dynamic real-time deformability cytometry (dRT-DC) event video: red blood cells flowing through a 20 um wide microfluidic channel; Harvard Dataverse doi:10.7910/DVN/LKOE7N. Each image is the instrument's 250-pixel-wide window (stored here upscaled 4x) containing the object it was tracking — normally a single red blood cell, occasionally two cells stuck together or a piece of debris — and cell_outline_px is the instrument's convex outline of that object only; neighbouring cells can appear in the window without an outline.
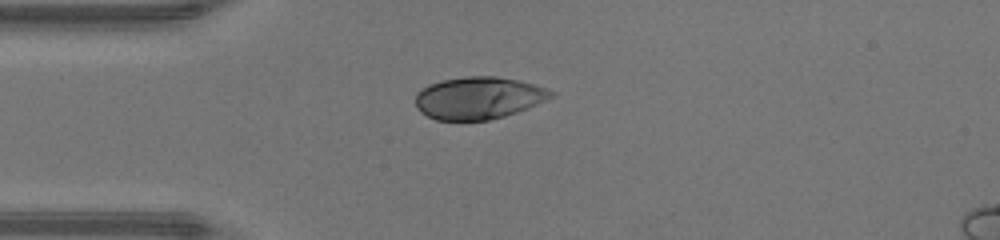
{"species": "human", "species_latin": "Homo sapiens", "temperature_condition": "warm", "stored_images_in_passage": 36, "camera_frame_rate_fps": 3000, "um_per_image_px": 0.085, "donor": {"sex": "male"}, "frame": {"image": 1, "passage_image": 1, "time_ms": 0.0, "image_size_px": [1000, 240], "cell_outline_px": [[556, 96], [528, 108], [504, 116], [488, 120], [436, 120], [420, 112], [416, 104], [416, 92], [420, 88], [428, 84], [444, 80], [464, 76], [496, 76], [516, 80], [548, 88], [556, 92]], "centroid_in_image_um": [40.69, 8.32], "position_along_channel_um": 44.3, "area_um2": 33.52}}
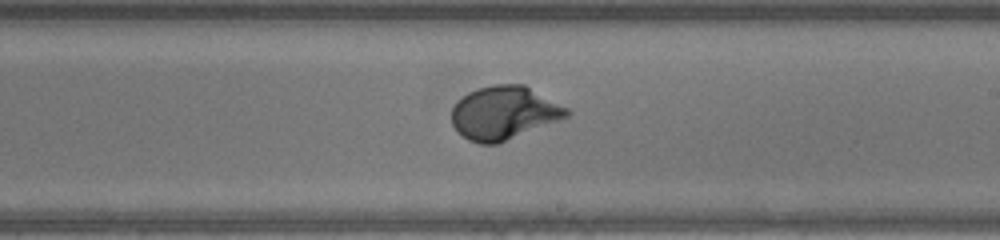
{"frame": {"image": 2, "passage_image": 16, "time_ms": 5.0, "image_size_px": [1000, 240], "cell_outline_px": [[572, 112], [568, 116], [496, 144], [480, 144], [468, 140], [452, 124], [452, 108], [456, 100], [468, 92], [492, 84], [524, 84], [568, 108]], "centroid_in_image_um": [42.82, 9.57], "position_along_channel_um": 246.2, "area_um2": 35.43}}
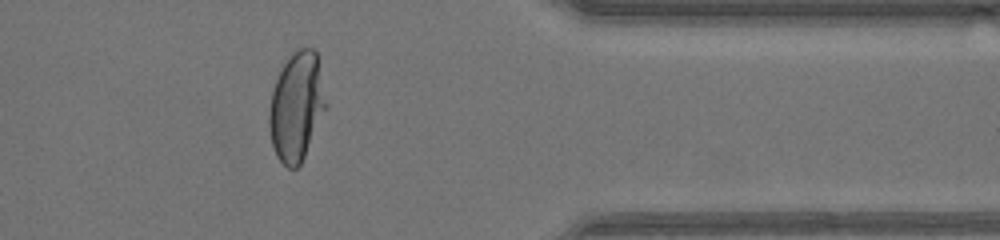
{"frame": {"image": 3, "passage_image": 27, "time_ms": 8.667, "image_size_px": [1000, 240], "cell_outline_px": [[328, 108], [300, 164], [296, 168], [288, 168], [276, 156], [272, 144], [268, 128], [268, 108], [272, 88], [280, 68], [288, 56], [296, 48], [312, 48], [316, 52], [328, 104]], "centroid_in_image_um": [25.2, 9.03], "position_along_channel_um": 386.2, "area_um2": 36.65}, "authors_computed_cell_mechanics": {"area_um2": 35.8071, "velocity_mm_per_s": 4.3436, "shape_relaxation_time_tau1_ms": 2.1866, "shape_relaxation_time_tau2_ms": null, "deformation_change_tau1": 0.1951, "deformation_change_tau2": null}}